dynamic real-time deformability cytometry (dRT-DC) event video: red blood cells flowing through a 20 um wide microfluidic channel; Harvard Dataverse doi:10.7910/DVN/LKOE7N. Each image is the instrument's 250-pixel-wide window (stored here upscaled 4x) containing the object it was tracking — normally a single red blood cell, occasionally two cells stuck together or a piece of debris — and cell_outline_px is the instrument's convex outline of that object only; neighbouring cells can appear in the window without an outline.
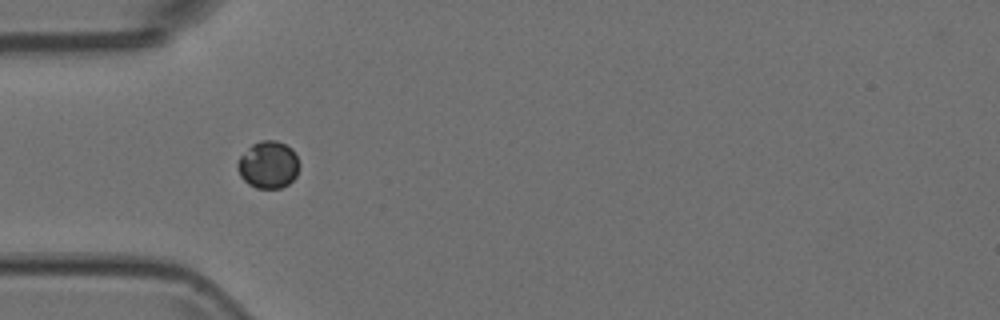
{"species": "Egyptian fruit bat (a non-hibernating species)", "species_latin": "Rousettus aegyptiacus", "temperature_condition": "room temperature", "stored_images_in_passage": 3, "camera_frame_rate_fps": 3000, "um_per_image_px": 0.085, "animal": {"sex": "female"}, "frame": {"image": 1, "passage_image": 2, "time_ms": 0.333, "image_size_px": [1000, 320], "cell_outline_px": [[300, 168], [296, 176], [288, 184], [280, 188], [256, 188], [248, 184], [240, 176], [236, 164], [240, 156], [252, 144], [260, 140], [276, 140], [292, 148], [300, 164]], "centroid_in_image_um": [22.81, 14.0], "position_along_channel_um": 62.2, "area_um2": 17.11}}
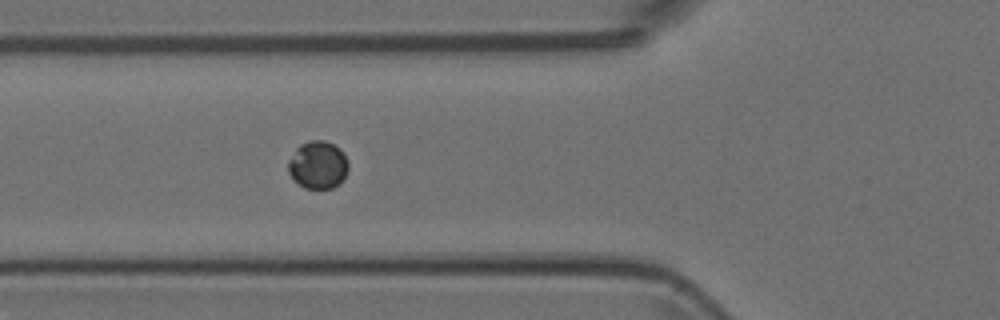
{"frame": {"image": 2, "passage_image": 3, "time_ms": 0.667, "image_size_px": [1000, 320], "cell_outline_px": [[348, 168], [344, 180], [340, 184], [332, 188], [304, 188], [288, 172], [288, 160], [296, 148], [300, 144], [308, 140], [324, 140], [340, 148], [344, 152], [348, 160]], "centroid_in_image_um": [27.05, 14.0], "position_along_channel_um": 98.7, "area_um2": 16.88}}